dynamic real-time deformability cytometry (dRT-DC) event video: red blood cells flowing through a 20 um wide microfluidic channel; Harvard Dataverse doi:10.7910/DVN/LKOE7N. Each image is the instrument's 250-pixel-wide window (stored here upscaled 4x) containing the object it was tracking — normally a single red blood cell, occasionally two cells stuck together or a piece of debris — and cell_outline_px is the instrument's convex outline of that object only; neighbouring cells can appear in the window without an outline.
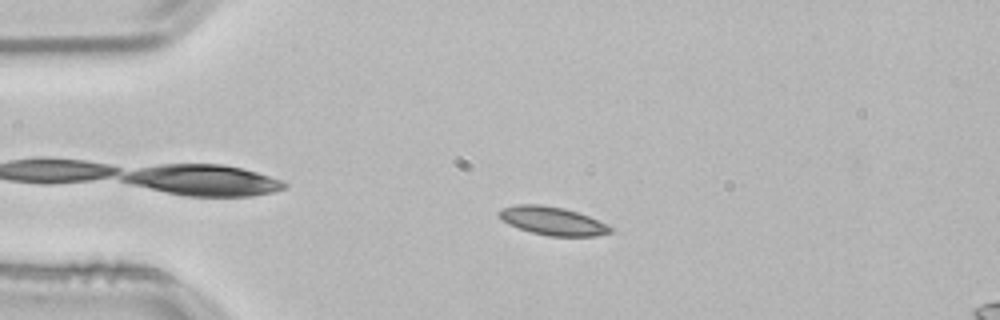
{"species": "common noctule bat (a hibernating species)", "species_latin": "Nyctalus noctula", "temperature_condition": "room temperature", "stored_images_in_passage": 51, "camera_frame_rate_fps": 3000, "um_per_image_px": 0.085, "animal": {"sex": "male", "body_mass_g": 21.5, "forearm_length_mm": 52.0}, "frame": {"image": 1, "passage_image": 10, "time_ms": 3.0, "image_size_px": [1000, 320], "cell_outline_px": [[612, 232], [596, 236], [548, 236], [532, 232], [508, 224], [496, 212], [500, 208], [516, 204], [540, 204], [564, 208], [588, 216], [612, 228]], "centroid_in_image_um": [46.92, 18.77], "position_along_channel_um": 38.1, "area_um2": 18.15}}
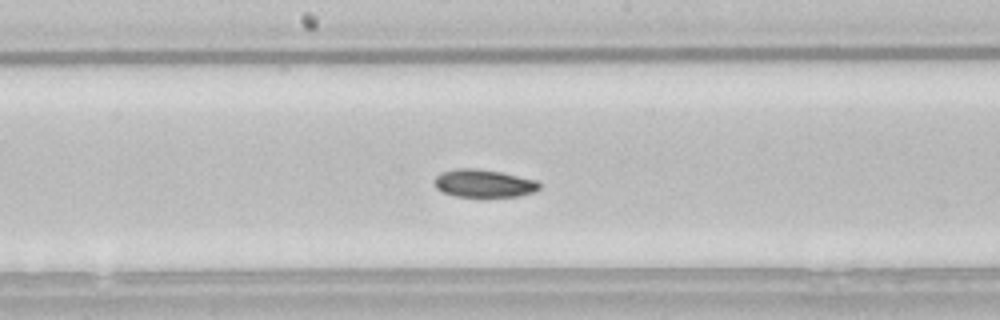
{"frame": {"image": 2, "passage_image": 26, "time_ms": 8.333, "image_size_px": [1000, 320], "cell_outline_px": [[540, 188], [536, 192], [520, 196], [456, 196], [440, 192], [436, 188], [432, 180], [440, 172], [456, 168], [476, 168], [500, 172], [536, 180], [540, 184]], "centroid_in_image_um": [41.08, 15.58], "position_along_channel_um": 207.1, "area_um2": 17.17}}
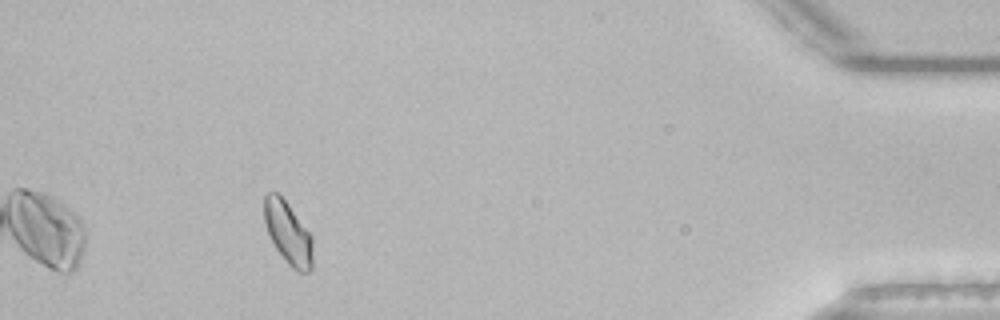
{"frame": {"image": 3, "passage_image": 47, "time_ms": 15.333, "image_size_px": [1000, 320], "cell_outline_px": [[312, 268], [308, 272], [296, 272], [288, 264], [276, 248], [268, 232], [264, 220], [264, 196], [268, 192], [276, 192], [288, 204], [312, 236]], "centroid_in_image_um": [24.49, 19.81], "position_along_channel_um": 410.7, "area_um2": 17.46}, "authors_computed_cell_mechanics": {"area_um2": 17.629, "velocity_mm_per_s": 3.7886, "shape_relaxation_time_tau1_ms": 5.0101, "shape_relaxation_time_tau2_ms": 3.3305, "deformation_change_tau1": 0.0786, "deformation_change_tau2": 0.0653}}